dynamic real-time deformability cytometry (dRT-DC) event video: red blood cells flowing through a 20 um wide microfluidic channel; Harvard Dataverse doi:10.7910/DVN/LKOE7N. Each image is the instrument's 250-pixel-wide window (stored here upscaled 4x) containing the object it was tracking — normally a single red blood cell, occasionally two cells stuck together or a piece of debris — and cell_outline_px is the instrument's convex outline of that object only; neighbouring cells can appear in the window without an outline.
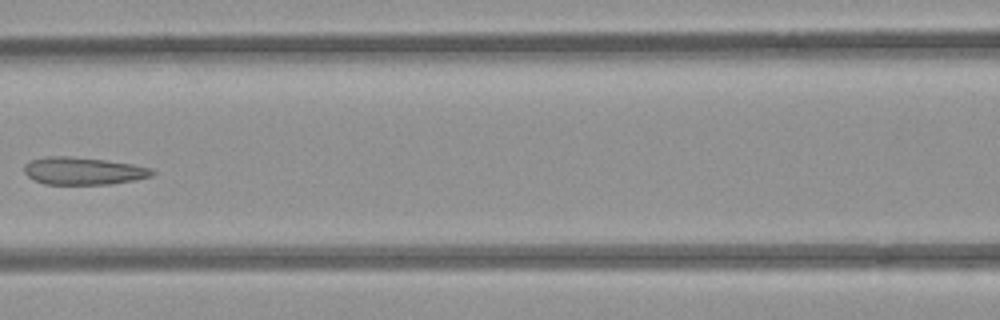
{"species": "common noctule bat (a hibernating species)", "species_latin": "Nyctalus noctula", "temperature_condition": "room temperature", "stored_images_in_passage": 7, "camera_frame_rate_fps": 3000, "um_per_image_px": 0.085, "animal": {"sex": "female", "body_mass_g": 21.9}, "frame": {"image": 1, "passage_image": 6, "time_ms": 6.667, "image_size_px": [1000, 320], "cell_outline_px": [[156, 172], [152, 176], [136, 180], [112, 184], [44, 184], [28, 176], [24, 172], [24, 164], [32, 160], [44, 156], [68, 156], [104, 160], [132, 164], [152, 168]], "centroid_in_image_um": [7.1, 14.53], "position_along_channel_um": 159.5, "area_um2": 20.52}}
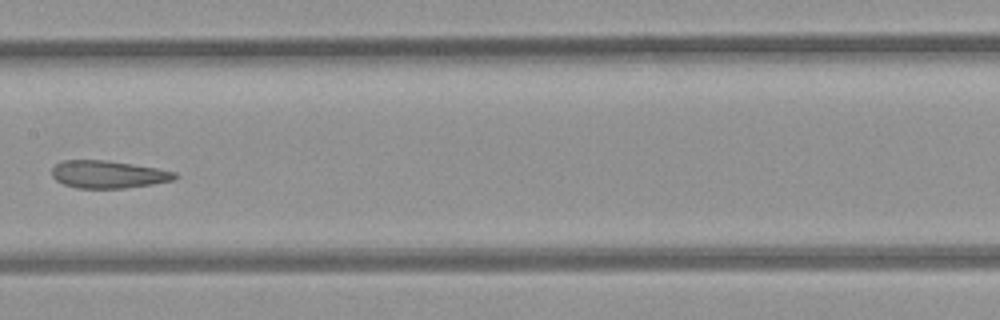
{"frame": {"image": 2, "passage_image": 7, "time_ms": 7.667, "image_size_px": [1000, 320], "cell_outline_px": [[180, 176], [172, 180], [152, 184], [124, 188], [76, 188], [64, 184], [56, 180], [52, 176], [52, 168], [56, 164], [64, 160], [104, 160], [132, 164], [156, 168], [176, 172]], "centroid_in_image_um": [9.19, 14.82], "position_along_channel_um": 198.2, "area_um2": 19.65}}